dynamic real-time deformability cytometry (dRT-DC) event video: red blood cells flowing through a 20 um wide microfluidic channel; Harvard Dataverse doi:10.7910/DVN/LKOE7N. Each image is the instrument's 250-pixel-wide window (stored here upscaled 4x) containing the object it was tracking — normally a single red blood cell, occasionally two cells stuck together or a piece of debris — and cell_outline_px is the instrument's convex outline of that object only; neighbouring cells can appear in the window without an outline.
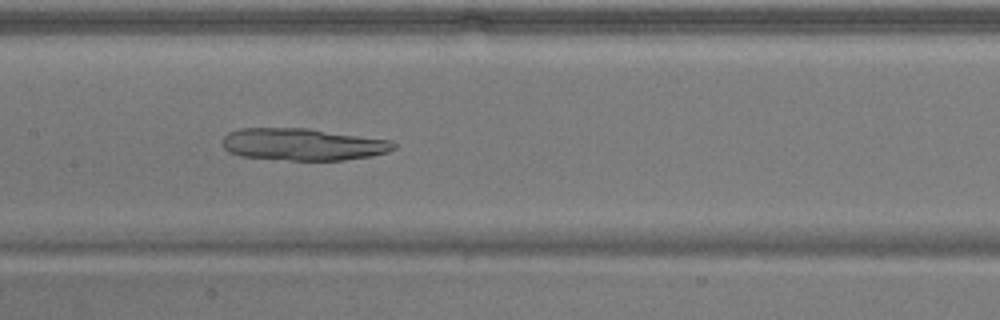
{"species": "common noctule bat (a hibernating species)", "species_latin": "Nyctalus noctula", "temperature_condition": "warm", "stored_images_in_passage": 52, "camera_frame_rate_fps": 3000, "um_per_image_px": 0.085, "animal": {"sex": "male", "body_mass_g": 17.9}, "frame": {"image": 1, "passage_image": 25, "time_ms": 8.0, "image_size_px": [1000, 320], "cell_outline_px": [[396, 148], [388, 152], [372, 156], [344, 160], [288, 160], [240, 156], [228, 152], [224, 148], [224, 136], [228, 132], [240, 128], [308, 128], [392, 140], [396, 144]], "centroid_in_image_um": [25.77, 12.27], "position_along_channel_um": 181.6, "area_um2": 32.19}}